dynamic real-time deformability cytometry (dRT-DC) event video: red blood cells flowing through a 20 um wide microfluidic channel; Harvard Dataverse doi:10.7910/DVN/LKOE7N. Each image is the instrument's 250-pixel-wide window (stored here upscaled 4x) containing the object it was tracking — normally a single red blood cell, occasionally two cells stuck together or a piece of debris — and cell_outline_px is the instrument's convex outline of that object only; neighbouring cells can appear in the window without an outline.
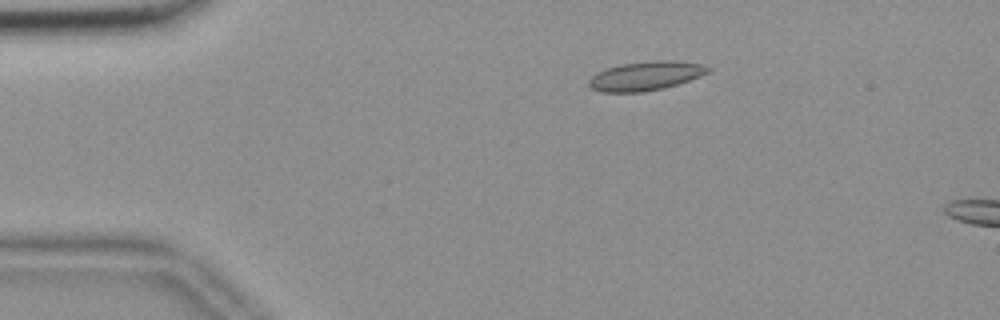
{"species": "common noctule bat (a hibernating species)", "species_latin": "Nyctalus noctula", "temperature_condition": "room temperature", "stored_images_in_passage": 14, "camera_frame_rate_fps": 3000, "um_per_image_px": 0.085, "animal": {"sex": "female", "body_mass_g": 18.4}, "frame": {"image": 1, "passage_image": 10, "time_ms": 3.0, "image_size_px": [1000, 320], "cell_outline_px": [[712, 68], [708, 72], [700, 76], [664, 88], [640, 92], [600, 92], [592, 88], [588, 84], [588, 80], [596, 72], [620, 64], [652, 60], [676, 60], [700, 64]], "centroid_in_image_um": [54.86, 6.44], "position_along_channel_um": 30.1, "area_um2": 20.11}}